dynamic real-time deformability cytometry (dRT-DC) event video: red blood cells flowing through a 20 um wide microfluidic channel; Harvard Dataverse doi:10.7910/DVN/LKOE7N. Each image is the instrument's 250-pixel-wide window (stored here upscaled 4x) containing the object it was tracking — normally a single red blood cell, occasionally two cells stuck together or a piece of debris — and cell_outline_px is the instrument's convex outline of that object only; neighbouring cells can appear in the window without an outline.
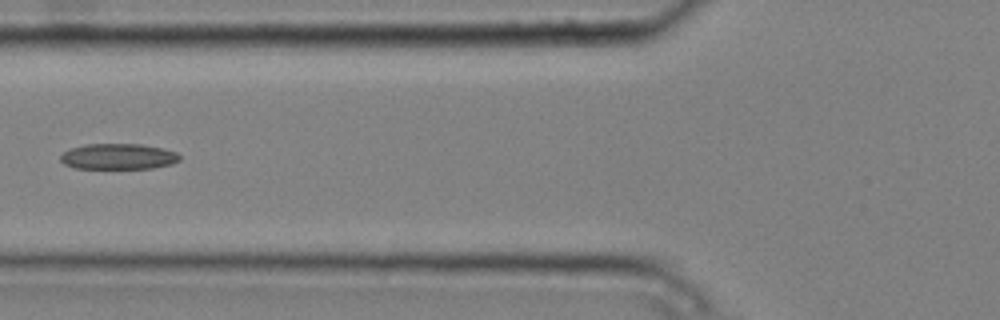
{"species": "common noctule bat (a hibernating species)", "species_latin": "Nyctalus noctula", "temperature_condition": "cold", "stored_images_in_passage": 6, "camera_frame_rate_fps": 3000, "um_per_image_px": 0.085, "animal": {"sex": "male", "body_mass_g": 20.4}, "frame": {"image": 1, "passage_image": 6, "time_ms": 1.667, "image_size_px": [1000, 320], "cell_outline_px": [[180, 160], [172, 164], [152, 168], [76, 168], [64, 164], [60, 160], [60, 156], [64, 152], [72, 148], [88, 144], [140, 144], [164, 148], [176, 152], [180, 156]], "centroid_in_image_um": [10.08, 13.3], "position_along_channel_um": 115.7, "area_um2": 17.8}}